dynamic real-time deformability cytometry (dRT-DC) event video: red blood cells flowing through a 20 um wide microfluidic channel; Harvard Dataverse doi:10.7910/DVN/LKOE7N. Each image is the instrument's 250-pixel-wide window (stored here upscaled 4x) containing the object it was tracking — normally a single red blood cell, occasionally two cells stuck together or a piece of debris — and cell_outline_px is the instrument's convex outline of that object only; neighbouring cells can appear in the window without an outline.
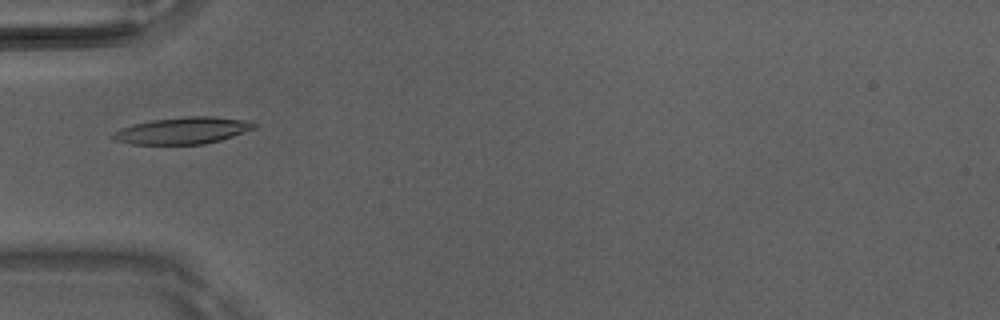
{"species": "Egyptian fruit bat (a non-hibernating species)", "species_latin": "Rousettus aegyptiacus", "temperature_condition": "room temperature", "stored_images_in_passage": 4, "camera_frame_rate_fps": 3000, "um_per_image_px": 0.085, "animal": {"sex": "male"}, "frame": {"image": 1, "passage_image": 4, "time_ms": 1.0, "image_size_px": [1000, 320], "cell_outline_px": [[256, 128], [220, 140], [204, 144], [132, 144], [116, 140], [112, 136], [112, 132], [120, 128], [132, 124], [152, 120], [188, 116], [212, 116], [252, 120], [256, 124]], "centroid_in_image_um": [15.56, 11.08], "position_along_channel_um": 69.4, "area_um2": 22.08}}